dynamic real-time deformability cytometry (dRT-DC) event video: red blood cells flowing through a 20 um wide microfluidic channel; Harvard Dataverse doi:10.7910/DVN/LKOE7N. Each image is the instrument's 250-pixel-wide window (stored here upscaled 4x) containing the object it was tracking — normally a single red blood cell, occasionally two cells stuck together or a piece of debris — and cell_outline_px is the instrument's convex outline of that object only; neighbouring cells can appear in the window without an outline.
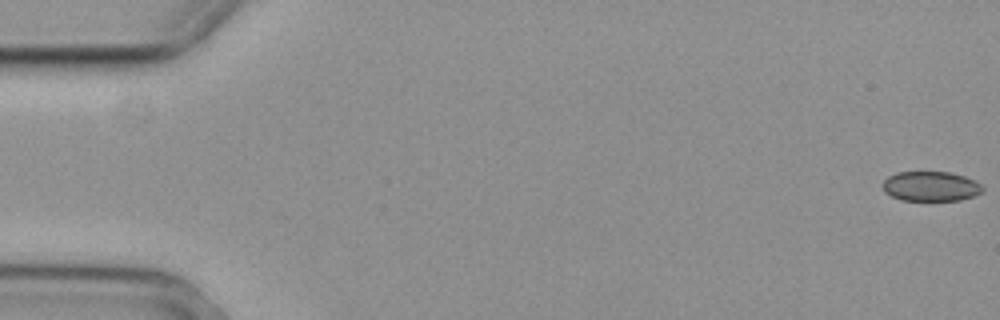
{"species": "common noctule bat (a hibernating species)", "species_latin": "Nyctalus noctula", "temperature_condition": "cold", "stored_images_in_passage": 56, "camera_frame_rate_fps": 3000, "um_per_image_px": 0.085, "animal": {"sex": "female", "body_mass_g": 29.2, "forearm_length_mm": 56.3}, "frame": {"image": 1, "passage_image": 1, "time_ms": 0.0, "image_size_px": [1000, 320], "cell_outline_px": [[984, 192], [960, 200], [900, 200], [884, 192], [884, 180], [888, 176], [896, 172], [948, 172], [964, 176], [980, 184], [984, 188]], "centroid_in_image_um": [79.11, 15.83], "position_along_channel_um": 5.9, "area_um2": 17.22}}
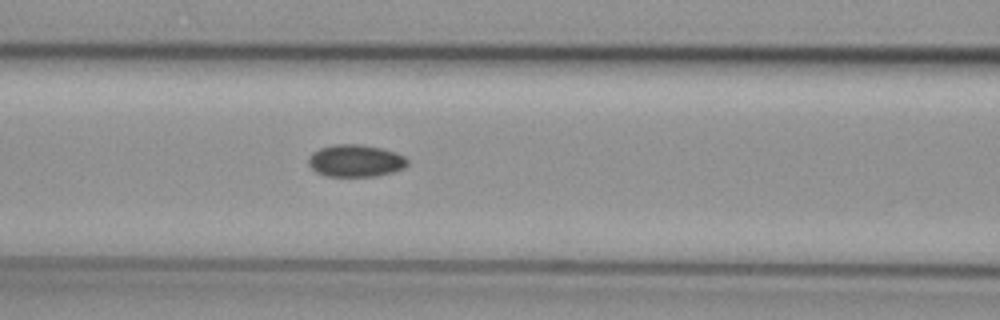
{"frame": {"image": 2, "passage_image": 24, "time_ms": 7.667, "image_size_px": [1000, 320], "cell_outline_px": [[408, 164], [404, 168], [392, 172], [376, 176], [324, 176], [316, 172], [308, 164], [308, 156], [312, 152], [320, 148], [336, 144], [360, 144], [380, 148], [396, 152], [404, 156], [408, 160]], "centroid_in_image_um": [30.21, 13.66], "position_along_channel_um": 136.4, "area_um2": 18.67}}
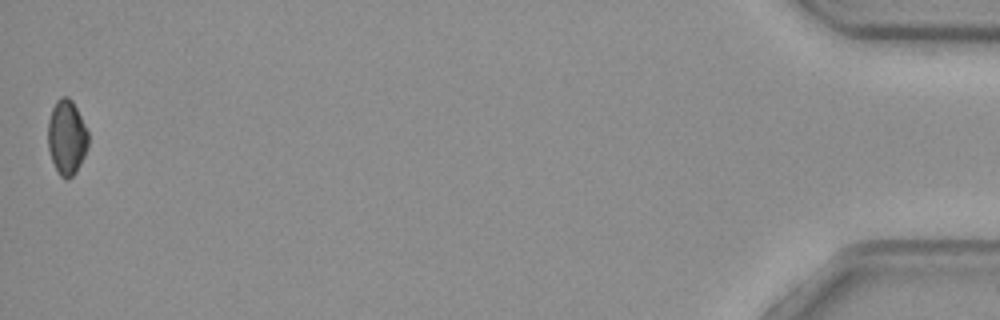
{"frame": {"image": 3, "passage_image": 56, "time_ms": 18.333, "image_size_px": [1000, 320], "cell_outline_px": [[88, 148], [76, 172], [68, 180], [64, 180], [60, 176], [52, 160], [48, 148], [48, 120], [52, 108], [56, 100], [60, 96], [68, 96], [72, 100], [88, 132]], "centroid_in_image_um": [5.66, 11.68], "position_along_channel_um": 429.5, "area_um2": 17.63}, "authors_computed_cell_mechanics": {"area_um2": 18.5827, "velocity_mm_per_s": 3.7031, "shape_relaxation_time_tau1_ms": null, "shape_relaxation_time_tau2_ms": 6.6391, "deformation_change_tau1": null, "deformation_change_tau2": 0.0831}}